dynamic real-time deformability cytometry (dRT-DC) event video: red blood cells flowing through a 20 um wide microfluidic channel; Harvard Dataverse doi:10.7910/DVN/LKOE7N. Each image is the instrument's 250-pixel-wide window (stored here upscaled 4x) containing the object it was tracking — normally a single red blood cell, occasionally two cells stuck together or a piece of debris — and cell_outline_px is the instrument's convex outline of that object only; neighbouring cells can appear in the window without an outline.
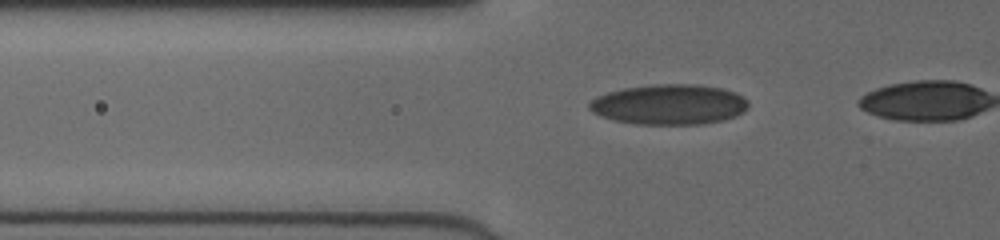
{"species": "human", "species_latin": "Homo sapiens", "temperature_condition": "cold", "stored_images_in_passage": 6, "camera_frame_rate_fps": 3000, "um_per_image_px": 0.085, "donor": {"sex": "female"}, "frame": {"image": 1, "passage_image": 3, "time_ms": 0.667, "image_size_px": [1000, 240], "cell_outline_px": [[748, 108], [744, 112], [736, 116], [724, 120], [700, 124], [636, 124], [616, 120], [600, 116], [592, 112], [588, 108], [588, 104], [596, 96], [608, 92], [624, 88], [656, 84], [696, 84], [724, 88], [736, 92], [748, 100]], "centroid_in_image_um": [56.91, 8.87], "position_along_channel_um": 68.9, "area_um2": 37.51}}